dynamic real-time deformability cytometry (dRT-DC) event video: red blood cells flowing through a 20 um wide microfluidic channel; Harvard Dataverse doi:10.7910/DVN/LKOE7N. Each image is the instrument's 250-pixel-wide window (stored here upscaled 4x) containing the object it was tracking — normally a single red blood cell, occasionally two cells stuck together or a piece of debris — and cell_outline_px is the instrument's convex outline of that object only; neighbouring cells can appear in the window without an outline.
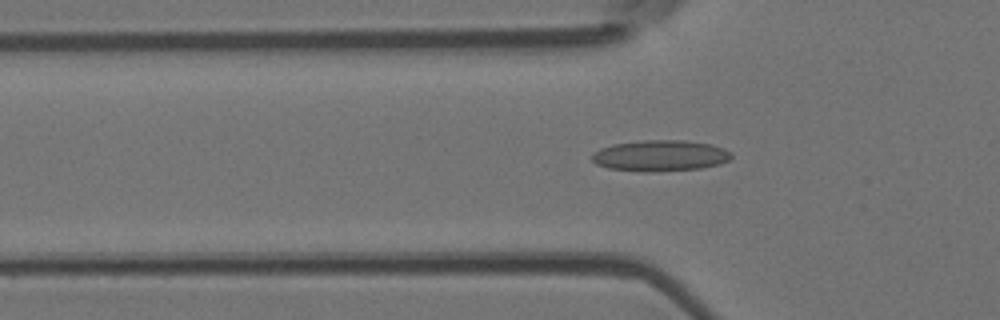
{"species": "Egyptian fruit bat (a non-hibernating species)", "species_latin": "Rousettus aegyptiacus", "temperature_condition": "room temperature", "stored_images_in_passage": 53, "camera_frame_rate_fps": 3000, "um_per_image_px": 0.085, "animal": {"sex": "female"}, "frame": {"image": 1, "passage_image": 17, "time_ms": 5.333, "image_size_px": [1000, 320], "cell_outline_px": [[732, 156], [728, 160], [720, 164], [700, 168], [652, 172], [648, 172], [608, 168], [596, 164], [592, 160], [592, 156], [600, 148], [612, 144], [644, 140], [684, 140], [712, 144], [724, 148], [732, 152]], "centroid_in_image_um": [56.15, 13.22], "position_along_channel_um": 69.7, "area_um2": 25.26}}
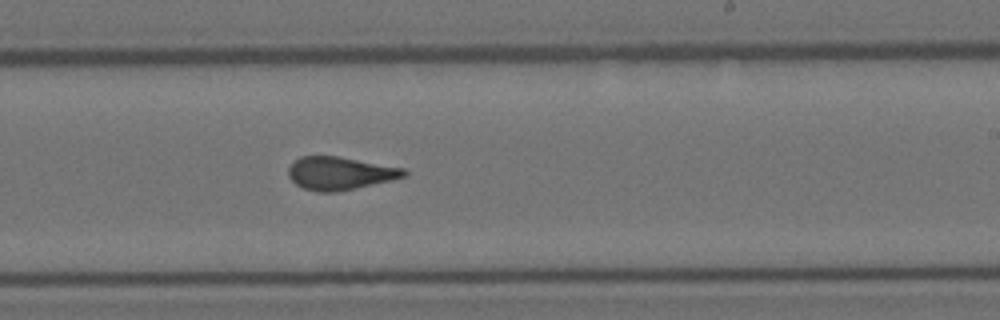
{"frame": {"image": 2, "passage_image": 32, "time_ms": 10.333, "image_size_px": [1000, 320], "cell_outline_px": [[408, 176], [392, 180], [336, 192], [316, 192], [304, 188], [296, 184], [288, 176], [288, 168], [300, 156], [336, 156], [404, 168], [408, 172]], "centroid_in_image_um": [28.9, 14.73], "position_along_channel_um": 260.1, "area_um2": 22.08}}
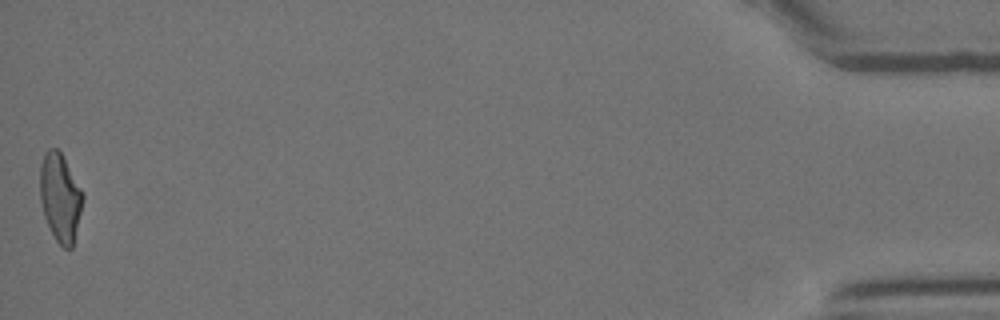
{"frame": {"image": 3, "passage_image": 53, "time_ms": 17.333, "image_size_px": [1000, 320], "cell_outline_px": [[84, 196], [72, 248], [64, 248], [56, 240], [44, 216], [40, 200], [40, 164], [44, 152], [48, 148], [56, 148], [60, 152], [80, 188]], "centroid_in_image_um": [5.09, 16.77], "position_along_channel_um": 430.1, "area_um2": 21.56}, "authors_computed_cell_mechanics": {"area_um2": 22.4842, "velocity_mm_per_s": 3.7943, "shape_relaxation_time_tau1_ms": null, "shape_relaxation_time_tau2_ms": 1.2402, "deformation_change_tau1": null, "deformation_change_tau2": 0.0837}}